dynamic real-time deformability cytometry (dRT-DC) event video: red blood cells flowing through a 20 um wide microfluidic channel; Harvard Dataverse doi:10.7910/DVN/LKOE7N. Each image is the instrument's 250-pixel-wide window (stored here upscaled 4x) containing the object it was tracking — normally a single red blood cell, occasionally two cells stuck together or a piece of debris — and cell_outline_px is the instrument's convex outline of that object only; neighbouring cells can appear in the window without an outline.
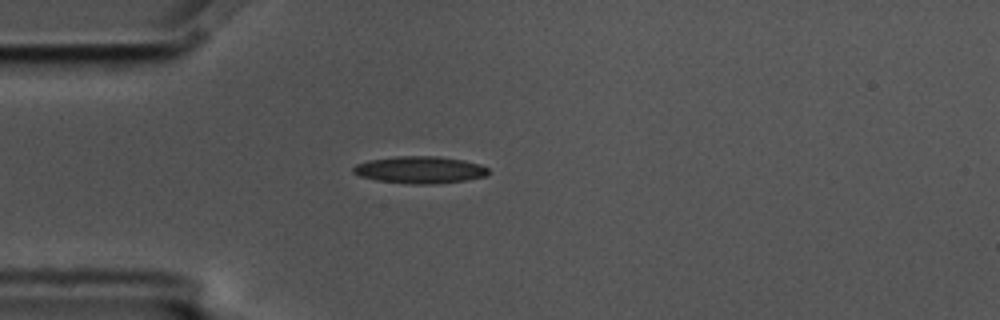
{"species": "common noctule bat (a hibernating species)", "species_latin": "Nyctalus noctula", "temperature_condition": "cold", "stored_images_in_passage": 3, "camera_frame_rate_fps": 3000, "um_per_image_px": 0.085, "animal": {"sex": "male", "body_mass_g": 17.5, "forearm_length_mm": 52.3}, "frame": {"image": 1, "passage_image": 2, "time_ms": 0.333, "image_size_px": [1000, 320], "cell_outline_px": [[488, 176], [464, 180], [436, 184], [408, 184], [376, 180], [360, 176], [352, 172], [352, 168], [356, 164], [368, 160], [396, 156], [436, 156], [464, 160], [480, 164], [488, 168]], "centroid_in_image_um": [35.68, 14.43], "position_along_channel_um": 49.3, "area_um2": 21.44}}